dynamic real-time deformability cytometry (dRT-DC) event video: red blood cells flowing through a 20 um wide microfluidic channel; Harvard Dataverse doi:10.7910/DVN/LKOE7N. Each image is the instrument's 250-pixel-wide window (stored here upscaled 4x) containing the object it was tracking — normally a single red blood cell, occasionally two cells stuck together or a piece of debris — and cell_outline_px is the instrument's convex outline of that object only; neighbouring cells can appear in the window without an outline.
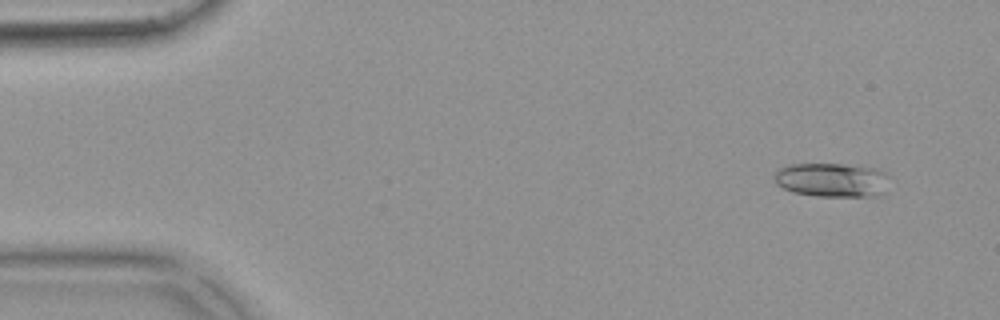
{"species": "common noctule bat (a hibernating species)", "species_latin": "Nyctalus noctula", "temperature_condition": "warm", "stored_images_in_passage": 55, "camera_frame_rate_fps": 3000, "um_per_image_px": 0.085, "animal": {"sex": "female", "body_mass_g": 18.4}, "frame": {"image": 1, "passage_image": 5, "time_ms": 1.333, "image_size_px": [1000, 320], "cell_outline_px": [[888, 192], [880, 196], [816, 196], [792, 192], [776, 184], [772, 176], [780, 168], [792, 164], [840, 164], [880, 168], [888, 172]], "centroid_in_image_um": [70.79, 15.3], "position_along_channel_um": 14.2, "area_um2": 23.41}}
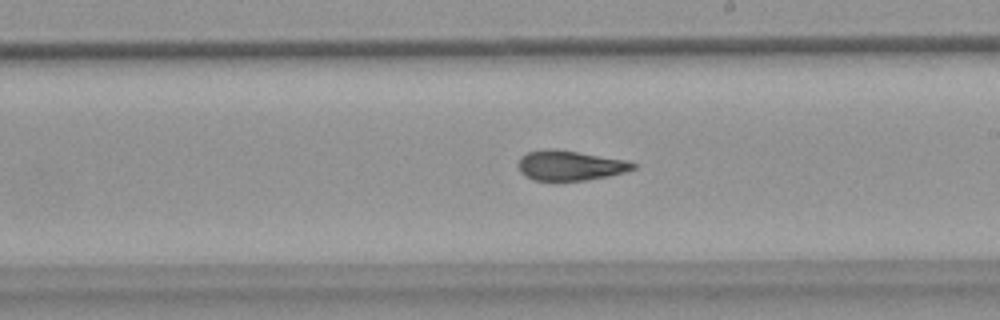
{"frame": {"image": 2, "passage_image": 32, "time_ms": 10.333, "image_size_px": [1000, 320], "cell_outline_px": [[636, 168], [624, 172], [608, 176], [584, 180], [532, 180], [524, 176], [520, 172], [516, 164], [520, 156], [528, 152], [544, 148], [556, 148], [628, 160], [636, 164]], "centroid_in_image_um": [48.4, 14.04], "position_along_channel_um": 240.6, "area_um2": 20.35}}
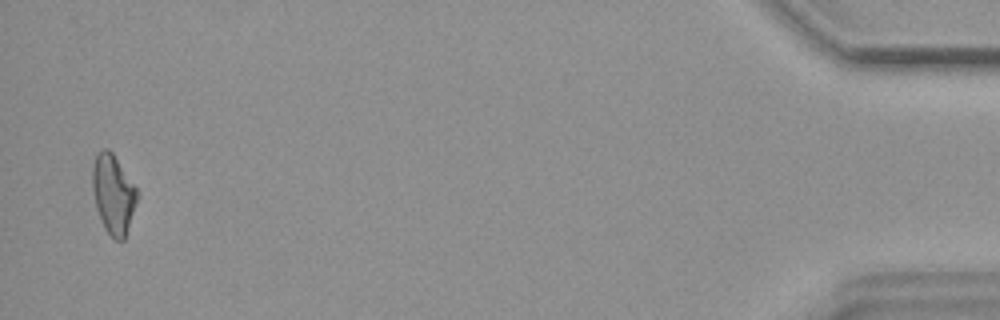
{"frame": {"image": 3, "passage_image": 54, "time_ms": 17.667, "image_size_px": [1000, 320], "cell_outline_px": [[136, 200], [124, 240], [116, 240], [104, 228], [96, 208], [92, 188], [92, 164], [96, 152], [104, 148], [108, 148], [112, 152], [136, 188]], "centroid_in_image_um": [9.57, 16.46], "position_along_channel_um": 425.6, "area_um2": 20.23}, "authors_computed_cell_mechanics": {"area_um2": 20.6924, "velocity_mm_per_s": 3.721, "shape_relaxation_time_tau1_ms": null, "shape_relaxation_time_tau2_ms": 3.6686, "deformation_change_tau1": null, "deformation_change_tau2": 0.1137}}